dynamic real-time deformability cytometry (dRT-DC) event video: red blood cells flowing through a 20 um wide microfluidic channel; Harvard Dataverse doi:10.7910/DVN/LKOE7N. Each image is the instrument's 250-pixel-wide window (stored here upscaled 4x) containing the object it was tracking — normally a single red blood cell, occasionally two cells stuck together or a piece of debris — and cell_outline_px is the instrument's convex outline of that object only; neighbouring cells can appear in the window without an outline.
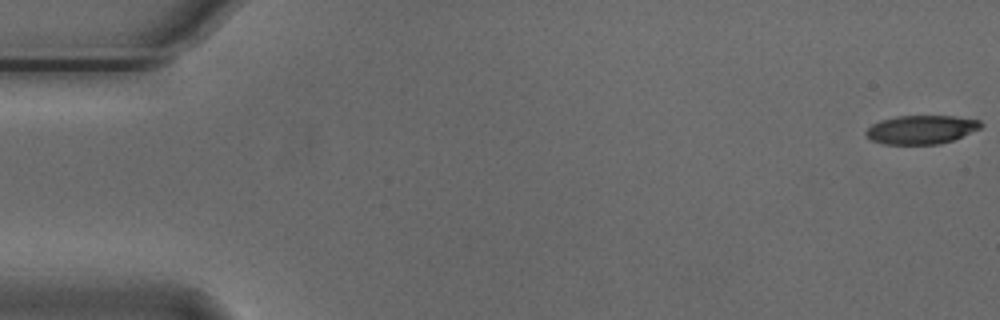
{"species": "Egyptian fruit bat (a non-hibernating species)", "species_latin": "Rousettus aegyptiacus", "temperature_condition": "cold", "stored_images_in_passage": 17, "camera_frame_rate_fps": 3000, "um_per_image_px": 0.085, "animal": {"sex": "male"}, "frame": {"image": 1, "passage_image": 1, "time_ms": 0.0, "image_size_px": [1000, 320], "cell_outline_px": [[984, 124], [980, 128], [952, 140], [940, 144], [884, 144], [872, 140], [864, 132], [872, 124], [880, 120], [896, 116], [956, 116], [980, 120]], "centroid_in_image_um": [78.31, 11.01], "position_along_channel_um": 6.7, "area_um2": 19.13}}
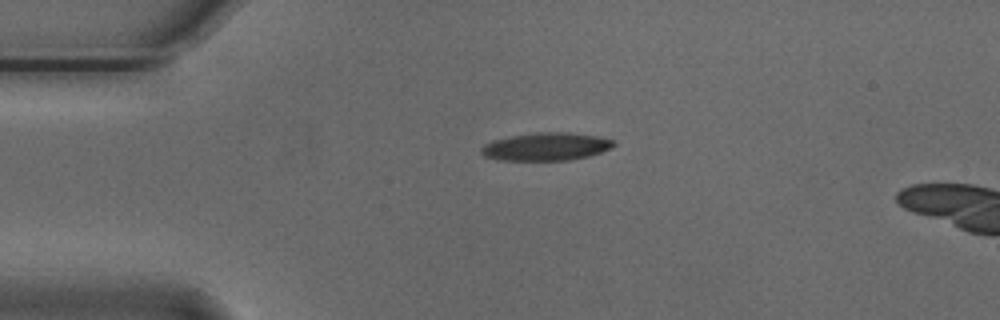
{"frame": {"image": 2, "passage_image": 13, "time_ms": 4.0, "image_size_px": [1000, 320], "cell_outline_px": [[616, 144], [600, 152], [588, 156], [568, 160], [500, 160], [484, 156], [480, 152], [480, 148], [484, 144], [492, 140], [512, 136], [536, 132], [568, 132], [600, 136], [616, 140]], "centroid_in_image_um": [46.41, 12.45], "position_along_channel_um": 38.6, "area_um2": 21.56}}